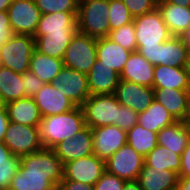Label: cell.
Instances as JSON below:
<instances>
[{
	"label": "cell",
	"instance_id": "cell-15",
	"mask_svg": "<svg viewBox=\"0 0 190 190\" xmlns=\"http://www.w3.org/2000/svg\"><path fill=\"white\" fill-rule=\"evenodd\" d=\"M93 137L90 127L85 126L73 138L60 142L52 150L62 165L93 154Z\"/></svg>",
	"mask_w": 190,
	"mask_h": 190
},
{
	"label": "cell",
	"instance_id": "cell-39",
	"mask_svg": "<svg viewBox=\"0 0 190 190\" xmlns=\"http://www.w3.org/2000/svg\"><path fill=\"white\" fill-rule=\"evenodd\" d=\"M138 123V113L126 107L125 105L119 104L117 124L120 129L125 131L130 130Z\"/></svg>",
	"mask_w": 190,
	"mask_h": 190
},
{
	"label": "cell",
	"instance_id": "cell-44",
	"mask_svg": "<svg viewBox=\"0 0 190 190\" xmlns=\"http://www.w3.org/2000/svg\"><path fill=\"white\" fill-rule=\"evenodd\" d=\"M178 176L190 178V140L181 154V168Z\"/></svg>",
	"mask_w": 190,
	"mask_h": 190
},
{
	"label": "cell",
	"instance_id": "cell-41",
	"mask_svg": "<svg viewBox=\"0 0 190 190\" xmlns=\"http://www.w3.org/2000/svg\"><path fill=\"white\" fill-rule=\"evenodd\" d=\"M22 82L24 84L25 97L33 98L35 94L45 85V83L28 70L22 74Z\"/></svg>",
	"mask_w": 190,
	"mask_h": 190
},
{
	"label": "cell",
	"instance_id": "cell-19",
	"mask_svg": "<svg viewBox=\"0 0 190 190\" xmlns=\"http://www.w3.org/2000/svg\"><path fill=\"white\" fill-rule=\"evenodd\" d=\"M120 80L153 88L154 66L138 51L131 52L120 74Z\"/></svg>",
	"mask_w": 190,
	"mask_h": 190
},
{
	"label": "cell",
	"instance_id": "cell-7",
	"mask_svg": "<svg viewBox=\"0 0 190 190\" xmlns=\"http://www.w3.org/2000/svg\"><path fill=\"white\" fill-rule=\"evenodd\" d=\"M137 46H157L172 35L158 8L134 18Z\"/></svg>",
	"mask_w": 190,
	"mask_h": 190
},
{
	"label": "cell",
	"instance_id": "cell-52",
	"mask_svg": "<svg viewBox=\"0 0 190 190\" xmlns=\"http://www.w3.org/2000/svg\"><path fill=\"white\" fill-rule=\"evenodd\" d=\"M13 0H0V11H7Z\"/></svg>",
	"mask_w": 190,
	"mask_h": 190
},
{
	"label": "cell",
	"instance_id": "cell-2",
	"mask_svg": "<svg viewBox=\"0 0 190 190\" xmlns=\"http://www.w3.org/2000/svg\"><path fill=\"white\" fill-rule=\"evenodd\" d=\"M85 124L81 106L58 115L43 117L39 124V136L44 148L52 149L60 142L73 138Z\"/></svg>",
	"mask_w": 190,
	"mask_h": 190
},
{
	"label": "cell",
	"instance_id": "cell-26",
	"mask_svg": "<svg viewBox=\"0 0 190 190\" xmlns=\"http://www.w3.org/2000/svg\"><path fill=\"white\" fill-rule=\"evenodd\" d=\"M158 145L164 146L181 156L190 140L184 121H176L157 133Z\"/></svg>",
	"mask_w": 190,
	"mask_h": 190
},
{
	"label": "cell",
	"instance_id": "cell-48",
	"mask_svg": "<svg viewBox=\"0 0 190 190\" xmlns=\"http://www.w3.org/2000/svg\"><path fill=\"white\" fill-rule=\"evenodd\" d=\"M178 190H190V178L179 177L177 182Z\"/></svg>",
	"mask_w": 190,
	"mask_h": 190
},
{
	"label": "cell",
	"instance_id": "cell-34",
	"mask_svg": "<svg viewBox=\"0 0 190 190\" xmlns=\"http://www.w3.org/2000/svg\"><path fill=\"white\" fill-rule=\"evenodd\" d=\"M108 21L110 31L134 21L122 0H109Z\"/></svg>",
	"mask_w": 190,
	"mask_h": 190
},
{
	"label": "cell",
	"instance_id": "cell-16",
	"mask_svg": "<svg viewBox=\"0 0 190 190\" xmlns=\"http://www.w3.org/2000/svg\"><path fill=\"white\" fill-rule=\"evenodd\" d=\"M33 98L42 118L65 113L77 107L69 98L63 96V93L58 91L52 83H45Z\"/></svg>",
	"mask_w": 190,
	"mask_h": 190
},
{
	"label": "cell",
	"instance_id": "cell-37",
	"mask_svg": "<svg viewBox=\"0 0 190 190\" xmlns=\"http://www.w3.org/2000/svg\"><path fill=\"white\" fill-rule=\"evenodd\" d=\"M20 167V157L12 155L8 163H0V190L9 188L12 178Z\"/></svg>",
	"mask_w": 190,
	"mask_h": 190
},
{
	"label": "cell",
	"instance_id": "cell-10",
	"mask_svg": "<svg viewBox=\"0 0 190 190\" xmlns=\"http://www.w3.org/2000/svg\"><path fill=\"white\" fill-rule=\"evenodd\" d=\"M7 12L14 34L35 35L42 13L34 0H13Z\"/></svg>",
	"mask_w": 190,
	"mask_h": 190
},
{
	"label": "cell",
	"instance_id": "cell-36",
	"mask_svg": "<svg viewBox=\"0 0 190 190\" xmlns=\"http://www.w3.org/2000/svg\"><path fill=\"white\" fill-rule=\"evenodd\" d=\"M42 14L55 12H72L77 17L79 2L77 0H34Z\"/></svg>",
	"mask_w": 190,
	"mask_h": 190
},
{
	"label": "cell",
	"instance_id": "cell-57",
	"mask_svg": "<svg viewBox=\"0 0 190 190\" xmlns=\"http://www.w3.org/2000/svg\"><path fill=\"white\" fill-rule=\"evenodd\" d=\"M53 190H63V189L60 186H57Z\"/></svg>",
	"mask_w": 190,
	"mask_h": 190
},
{
	"label": "cell",
	"instance_id": "cell-24",
	"mask_svg": "<svg viewBox=\"0 0 190 190\" xmlns=\"http://www.w3.org/2000/svg\"><path fill=\"white\" fill-rule=\"evenodd\" d=\"M153 88L188 90L190 88L189 73L185 67L154 66Z\"/></svg>",
	"mask_w": 190,
	"mask_h": 190
},
{
	"label": "cell",
	"instance_id": "cell-33",
	"mask_svg": "<svg viewBox=\"0 0 190 190\" xmlns=\"http://www.w3.org/2000/svg\"><path fill=\"white\" fill-rule=\"evenodd\" d=\"M157 141V133L143 128L138 123L127 131V144L143 157L158 145Z\"/></svg>",
	"mask_w": 190,
	"mask_h": 190
},
{
	"label": "cell",
	"instance_id": "cell-22",
	"mask_svg": "<svg viewBox=\"0 0 190 190\" xmlns=\"http://www.w3.org/2000/svg\"><path fill=\"white\" fill-rule=\"evenodd\" d=\"M157 8L172 36H181L190 27V7L157 0Z\"/></svg>",
	"mask_w": 190,
	"mask_h": 190
},
{
	"label": "cell",
	"instance_id": "cell-56",
	"mask_svg": "<svg viewBox=\"0 0 190 190\" xmlns=\"http://www.w3.org/2000/svg\"><path fill=\"white\" fill-rule=\"evenodd\" d=\"M184 123L188 129V132H189V137H190V120H184Z\"/></svg>",
	"mask_w": 190,
	"mask_h": 190
},
{
	"label": "cell",
	"instance_id": "cell-25",
	"mask_svg": "<svg viewBox=\"0 0 190 190\" xmlns=\"http://www.w3.org/2000/svg\"><path fill=\"white\" fill-rule=\"evenodd\" d=\"M155 101L159 102L176 121L186 119L188 90L172 88H153Z\"/></svg>",
	"mask_w": 190,
	"mask_h": 190
},
{
	"label": "cell",
	"instance_id": "cell-8",
	"mask_svg": "<svg viewBox=\"0 0 190 190\" xmlns=\"http://www.w3.org/2000/svg\"><path fill=\"white\" fill-rule=\"evenodd\" d=\"M3 143L13 155L23 157L42 150L39 127L9 122Z\"/></svg>",
	"mask_w": 190,
	"mask_h": 190
},
{
	"label": "cell",
	"instance_id": "cell-54",
	"mask_svg": "<svg viewBox=\"0 0 190 190\" xmlns=\"http://www.w3.org/2000/svg\"><path fill=\"white\" fill-rule=\"evenodd\" d=\"M185 68L187 69V71L189 73V77H190V49H188V51H187Z\"/></svg>",
	"mask_w": 190,
	"mask_h": 190
},
{
	"label": "cell",
	"instance_id": "cell-17",
	"mask_svg": "<svg viewBox=\"0 0 190 190\" xmlns=\"http://www.w3.org/2000/svg\"><path fill=\"white\" fill-rule=\"evenodd\" d=\"M87 76L90 95L114 94L120 82V74L97 59Z\"/></svg>",
	"mask_w": 190,
	"mask_h": 190
},
{
	"label": "cell",
	"instance_id": "cell-47",
	"mask_svg": "<svg viewBox=\"0 0 190 190\" xmlns=\"http://www.w3.org/2000/svg\"><path fill=\"white\" fill-rule=\"evenodd\" d=\"M12 155L8 147L3 142H0V163H8V159Z\"/></svg>",
	"mask_w": 190,
	"mask_h": 190
},
{
	"label": "cell",
	"instance_id": "cell-51",
	"mask_svg": "<svg viewBox=\"0 0 190 190\" xmlns=\"http://www.w3.org/2000/svg\"><path fill=\"white\" fill-rule=\"evenodd\" d=\"M167 3H172L178 6L190 7V0H165Z\"/></svg>",
	"mask_w": 190,
	"mask_h": 190
},
{
	"label": "cell",
	"instance_id": "cell-30",
	"mask_svg": "<svg viewBox=\"0 0 190 190\" xmlns=\"http://www.w3.org/2000/svg\"><path fill=\"white\" fill-rule=\"evenodd\" d=\"M188 47L180 36H171L160 44V65L185 67Z\"/></svg>",
	"mask_w": 190,
	"mask_h": 190
},
{
	"label": "cell",
	"instance_id": "cell-42",
	"mask_svg": "<svg viewBox=\"0 0 190 190\" xmlns=\"http://www.w3.org/2000/svg\"><path fill=\"white\" fill-rule=\"evenodd\" d=\"M14 36L7 11H0V47Z\"/></svg>",
	"mask_w": 190,
	"mask_h": 190
},
{
	"label": "cell",
	"instance_id": "cell-38",
	"mask_svg": "<svg viewBox=\"0 0 190 190\" xmlns=\"http://www.w3.org/2000/svg\"><path fill=\"white\" fill-rule=\"evenodd\" d=\"M135 18L153 11L157 8V0H122Z\"/></svg>",
	"mask_w": 190,
	"mask_h": 190
},
{
	"label": "cell",
	"instance_id": "cell-53",
	"mask_svg": "<svg viewBox=\"0 0 190 190\" xmlns=\"http://www.w3.org/2000/svg\"><path fill=\"white\" fill-rule=\"evenodd\" d=\"M185 120H190V88L188 89V92H187L186 119Z\"/></svg>",
	"mask_w": 190,
	"mask_h": 190
},
{
	"label": "cell",
	"instance_id": "cell-20",
	"mask_svg": "<svg viewBox=\"0 0 190 190\" xmlns=\"http://www.w3.org/2000/svg\"><path fill=\"white\" fill-rule=\"evenodd\" d=\"M130 54L131 51L124 49L108 37L97 39L96 59L101 64L115 70L118 74L122 73Z\"/></svg>",
	"mask_w": 190,
	"mask_h": 190
},
{
	"label": "cell",
	"instance_id": "cell-32",
	"mask_svg": "<svg viewBox=\"0 0 190 190\" xmlns=\"http://www.w3.org/2000/svg\"><path fill=\"white\" fill-rule=\"evenodd\" d=\"M144 163L155 169L171 170L179 174L181 156L164 146L157 145L144 157Z\"/></svg>",
	"mask_w": 190,
	"mask_h": 190
},
{
	"label": "cell",
	"instance_id": "cell-28",
	"mask_svg": "<svg viewBox=\"0 0 190 190\" xmlns=\"http://www.w3.org/2000/svg\"><path fill=\"white\" fill-rule=\"evenodd\" d=\"M175 122L164 106L155 100L144 112L138 113V124L155 133Z\"/></svg>",
	"mask_w": 190,
	"mask_h": 190
},
{
	"label": "cell",
	"instance_id": "cell-23",
	"mask_svg": "<svg viewBox=\"0 0 190 190\" xmlns=\"http://www.w3.org/2000/svg\"><path fill=\"white\" fill-rule=\"evenodd\" d=\"M178 173L171 170H159L144 163L138 182L142 190H171L177 187Z\"/></svg>",
	"mask_w": 190,
	"mask_h": 190
},
{
	"label": "cell",
	"instance_id": "cell-43",
	"mask_svg": "<svg viewBox=\"0 0 190 190\" xmlns=\"http://www.w3.org/2000/svg\"><path fill=\"white\" fill-rule=\"evenodd\" d=\"M137 51L153 66L160 65V44L157 46H137Z\"/></svg>",
	"mask_w": 190,
	"mask_h": 190
},
{
	"label": "cell",
	"instance_id": "cell-11",
	"mask_svg": "<svg viewBox=\"0 0 190 190\" xmlns=\"http://www.w3.org/2000/svg\"><path fill=\"white\" fill-rule=\"evenodd\" d=\"M105 171V161L92 154L65 163L62 180H73L94 186Z\"/></svg>",
	"mask_w": 190,
	"mask_h": 190
},
{
	"label": "cell",
	"instance_id": "cell-12",
	"mask_svg": "<svg viewBox=\"0 0 190 190\" xmlns=\"http://www.w3.org/2000/svg\"><path fill=\"white\" fill-rule=\"evenodd\" d=\"M52 84L76 106H82L90 96L87 74L67 67L61 69Z\"/></svg>",
	"mask_w": 190,
	"mask_h": 190
},
{
	"label": "cell",
	"instance_id": "cell-35",
	"mask_svg": "<svg viewBox=\"0 0 190 190\" xmlns=\"http://www.w3.org/2000/svg\"><path fill=\"white\" fill-rule=\"evenodd\" d=\"M107 37L126 50L131 52L137 51V41L133 22L109 31Z\"/></svg>",
	"mask_w": 190,
	"mask_h": 190
},
{
	"label": "cell",
	"instance_id": "cell-13",
	"mask_svg": "<svg viewBox=\"0 0 190 190\" xmlns=\"http://www.w3.org/2000/svg\"><path fill=\"white\" fill-rule=\"evenodd\" d=\"M91 130L93 154L104 161L127 144V131L120 129L118 126H101Z\"/></svg>",
	"mask_w": 190,
	"mask_h": 190
},
{
	"label": "cell",
	"instance_id": "cell-9",
	"mask_svg": "<svg viewBox=\"0 0 190 190\" xmlns=\"http://www.w3.org/2000/svg\"><path fill=\"white\" fill-rule=\"evenodd\" d=\"M144 166V157L125 144L105 161L106 171L126 181L138 180Z\"/></svg>",
	"mask_w": 190,
	"mask_h": 190
},
{
	"label": "cell",
	"instance_id": "cell-6",
	"mask_svg": "<svg viewBox=\"0 0 190 190\" xmlns=\"http://www.w3.org/2000/svg\"><path fill=\"white\" fill-rule=\"evenodd\" d=\"M97 39L76 32L66 49L64 67L88 74L96 61Z\"/></svg>",
	"mask_w": 190,
	"mask_h": 190
},
{
	"label": "cell",
	"instance_id": "cell-29",
	"mask_svg": "<svg viewBox=\"0 0 190 190\" xmlns=\"http://www.w3.org/2000/svg\"><path fill=\"white\" fill-rule=\"evenodd\" d=\"M75 34H47L44 36H33L35 49L45 55L63 60L66 49Z\"/></svg>",
	"mask_w": 190,
	"mask_h": 190
},
{
	"label": "cell",
	"instance_id": "cell-21",
	"mask_svg": "<svg viewBox=\"0 0 190 190\" xmlns=\"http://www.w3.org/2000/svg\"><path fill=\"white\" fill-rule=\"evenodd\" d=\"M9 122L39 127L42 116L34 98L25 97L6 103Z\"/></svg>",
	"mask_w": 190,
	"mask_h": 190
},
{
	"label": "cell",
	"instance_id": "cell-3",
	"mask_svg": "<svg viewBox=\"0 0 190 190\" xmlns=\"http://www.w3.org/2000/svg\"><path fill=\"white\" fill-rule=\"evenodd\" d=\"M109 0H83L77 12L78 32L99 39L107 37L110 31Z\"/></svg>",
	"mask_w": 190,
	"mask_h": 190
},
{
	"label": "cell",
	"instance_id": "cell-46",
	"mask_svg": "<svg viewBox=\"0 0 190 190\" xmlns=\"http://www.w3.org/2000/svg\"><path fill=\"white\" fill-rule=\"evenodd\" d=\"M8 124L9 118L5 108L3 111H0V142L4 141Z\"/></svg>",
	"mask_w": 190,
	"mask_h": 190
},
{
	"label": "cell",
	"instance_id": "cell-49",
	"mask_svg": "<svg viewBox=\"0 0 190 190\" xmlns=\"http://www.w3.org/2000/svg\"><path fill=\"white\" fill-rule=\"evenodd\" d=\"M122 190H142L139 182L136 181H126Z\"/></svg>",
	"mask_w": 190,
	"mask_h": 190
},
{
	"label": "cell",
	"instance_id": "cell-55",
	"mask_svg": "<svg viewBox=\"0 0 190 190\" xmlns=\"http://www.w3.org/2000/svg\"><path fill=\"white\" fill-rule=\"evenodd\" d=\"M6 108V103L4 100L0 97V111H3Z\"/></svg>",
	"mask_w": 190,
	"mask_h": 190
},
{
	"label": "cell",
	"instance_id": "cell-14",
	"mask_svg": "<svg viewBox=\"0 0 190 190\" xmlns=\"http://www.w3.org/2000/svg\"><path fill=\"white\" fill-rule=\"evenodd\" d=\"M114 94L120 104L136 113L144 112L155 100L152 87L125 80H120Z\"/></svg>",
	"mask_w": 190,
	"mask_h": 190
},
{
	"label": "cell",
	"instance_id": "cell-5",
	"mask_svg": "<svg viewBox=\"0 0 190 190\" xmlns=\"http://www.w3.org/2000/svg\"><path fill=\"white\" fill-rule=\"evenodd\" d=\"M119 104L115 94L90 95L81 106L86 126L93 129L116 125Z\"/></svg>",
	"mask_w": 190,
	"mask_h": 190
},
{
	"label": "cell",
	"instance_id": "cell-27",
	"mask_svg": "<svg viewBox=\"0 0 190 190\" xmlns=\"http://www.w3.org/2000/svg\"><path fill=\"white\" fill-rule=\"evenodd\" d=\"M63 67V60L42 54L36 49L30 58L29 70L44 83H52Z\"/></svg>",
	"mask_w": 190,
	"mask_h": 190
},
{
	"label": "cell",
	"instance_id": "cell-45",
	"mask_svg": "<svg viewBox=\"0 0 190 190\" xmlns=\"http://www.w3.org/2000/svg\"><path fill=\"white\" fill-rule=\"evenodd\" d=\"M59 186L63 190H94L93 185H87L73 180H62Z\"/></svg>",
	"mask_w": 190,
	"mask_h": 190
},
{
	"label": "cell",
	"instance_id": "cell-40",
	"mask_svg": "<svg viewBox=\"0 0 190 190\" xmlns=\"http://www.w3.org/2000/svg\"><path fill=\"white\" fill-rule=\"evenodd\" d=\"M126 180L105 171L93 186L94 190H122Z\"/></svg>",
	"mask_w": 190,
	"mask_h": 190
},
{
	"label": "cell",
	"instance_id": "cell-4",
	"mask_svg": "<svg viewBox=\"0 0 190 190\" xmlns=\"http://www.w3.org/2000/svg\"><path fill=\"white\" fill-rule=\"evenodd\" d=\"M35 51V39L31 35L14 34L0 47V66L23 74L29 70L30 58Z\"/></svg>",
	"mask_w": 190,
	"mask_h": 190
},
{
	"label": "cell",
	"instance_id": "cell-18",
	"mask_svg": "<svg viewBox=\"0 0 190 190\" xmlns=\"http://www.w3.org/2000/svg\"><path fill=\"white\" fill-rule=\"evenodd\" d=\"M77 18L72 12L42 14L34 36L47 34H75Z\"/></svg>",
	"mask_w": 190,
	"mask_h": 190
},
{
	"label": "cell",
	"instance_id": "cell-31",
	"mask_svg": "<svg viewBox=\"0 0 190 190\" xmlns=\"http://www.w3.org/2000/svg\"><path fill=\"white\" fill-rule=\"evenodd\" d=\"M22 74L0 66V97L5 103L25 98Z\"/></svg>",
	"mask_w": 190,
	"mask_h": 190
},
{
	"label": "cell",
	"instance_id": "cell-50",
	"mask_svg": "<svg viewBox=\"0 0 190 190\" xmlns=\"http://www.w3.org/2000/svg\"><path fill=\"white\" fill-rule=\"evenodd\" d=\"M183 43L190 49V27L180 36Z\"/></svg>",
	"mask_w": 190,
	"mask_h": 190
},
{
	"label": "cell",
	"instance_id": "cell-1",
	"mask_svg": "<svg viewBox=\"0 0 190 190\" xmlns=\"http://www.w3.org/2000/svg\"><path fill=\"white\" fill-rule=\"evenodd\" d=\"M63 179V165L52 149L20 158V167L12 178L11 190H53Z\"/></svg>",
	"mask_w": 190,
	"mask_h": 190
}]
</instances>
